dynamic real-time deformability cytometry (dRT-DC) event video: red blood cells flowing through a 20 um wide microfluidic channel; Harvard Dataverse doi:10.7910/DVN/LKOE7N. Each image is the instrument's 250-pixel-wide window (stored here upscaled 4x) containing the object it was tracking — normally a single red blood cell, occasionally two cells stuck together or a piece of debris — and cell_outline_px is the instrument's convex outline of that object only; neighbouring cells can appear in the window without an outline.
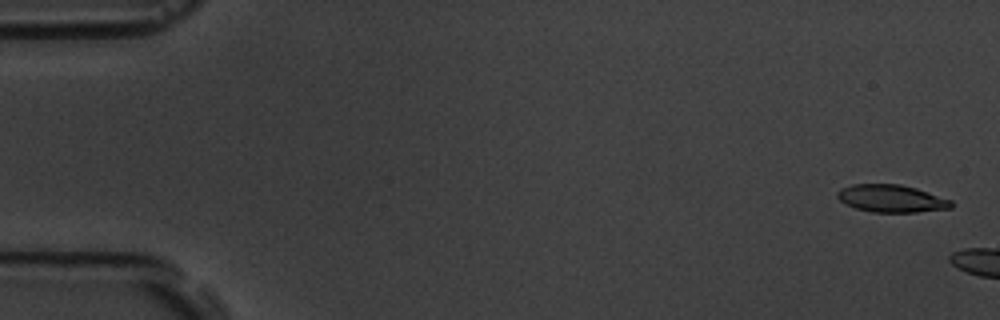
{"species": "common noctule bat (a hibernating species)", "species_latin": "Nyctalus noctula", "temperature_condition": "room temperature", "stored_images_in_passage": 3, "camera_frame_rate_fps": 3000, "um_per_image_px": 0.085, "animal": {"sex": "male", "body_mass_g": 19.5, "forearm_length_mm": 54.6}, "frame": {"image": 1, "passage_image": 1, "time_ms": 0.0, "image_size_px": [1000, 320], "cell_outline_px": [[952, 208], [916, 212], [872, 212], [856, 208], [840, 200], [836, 196], [836, 192], [840, 188], [852, 184], [900, 184], [916, 188], [952, 200]], "centroid_in_image_um": [75.76, 16.87], "position_along_channel_um": 9.2, "area_um2": 18.21}}